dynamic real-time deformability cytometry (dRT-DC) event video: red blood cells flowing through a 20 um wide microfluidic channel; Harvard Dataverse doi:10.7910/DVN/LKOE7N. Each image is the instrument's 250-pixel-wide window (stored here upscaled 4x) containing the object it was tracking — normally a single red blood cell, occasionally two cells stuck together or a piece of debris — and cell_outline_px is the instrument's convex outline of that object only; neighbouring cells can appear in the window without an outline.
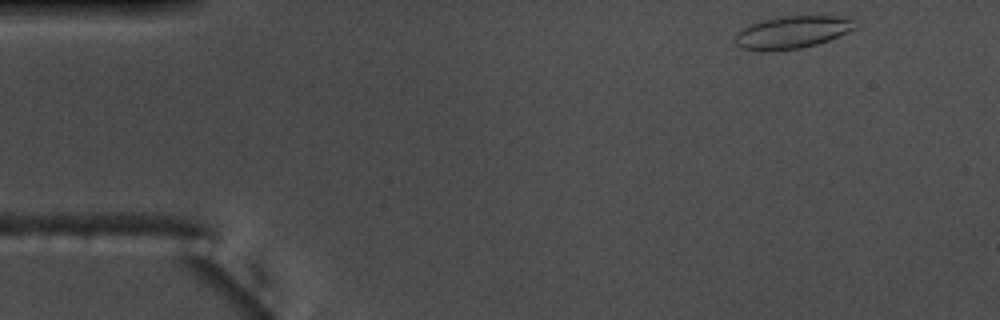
{"species": "common noctule bat (a hibernating species)", "species_latin": "Nyctalus noctula", "temperature_condition": "warm", "stored_images_in_passage": 49, "camera_frame_rate_fps": 3000, "um_per_image_px": 0.085, "animal": {"sex": "male", "body_mass_g": 17.5, "forearm_length_mm": 52.3}, "frame": {"image": 1, "passage_image": 1, "time_ms": 0.0, "image_size_px": [1000, 320], "cell_outline_px": [[860, 20], [856, 28], [828, 40], [816, 44], [800, 48], [760, 52], [740, 48], [736, 44], [736, 32], [752, 24], [764, 20], [784, 16], [852, 16]], "centroid_in_image_um": [67.41, 2.73], "position_along_channel_um": 17.6, "area_um2": 22.89}}
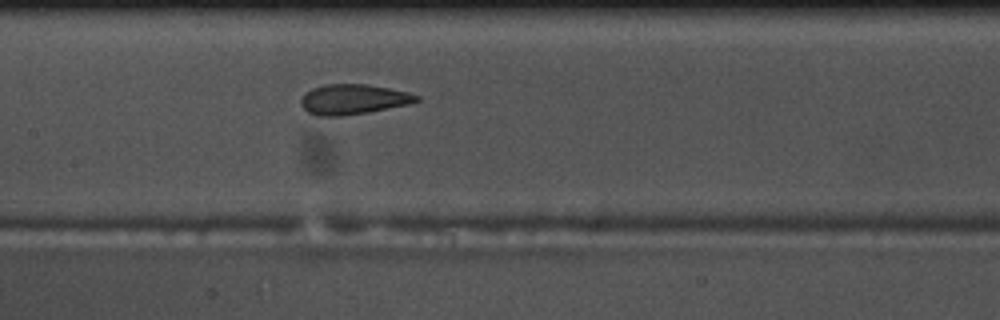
{"frame": {"image": 2, "passage_image": 21, "time_ms": 6.667, "image_size_px": [1000, 320], "cell_outline_px": [[420, 100], [408, 104], [368, 112], [340, 116], [320, 116], [308, 112], [300, 104], [300, 100], [312, 88], [324, 84], [368, 84], [408, 92], [420, 96]], "centroid_in_image_um": [30.03, 8.44], "position_along_channel_um": 177.4, "area_um2": 20.11}}
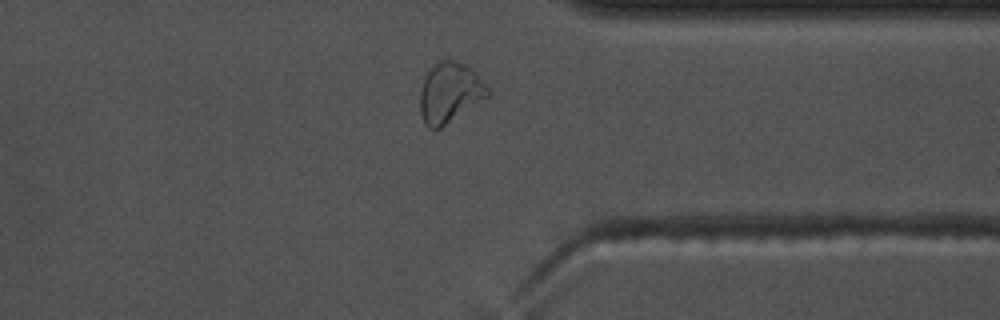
{"frame": {"image": 3, "passage_image": 37, "time_ms": 12.0, "image_size_px": [1000, 320], "cell_outline_px": [[488, 96], [440, 128], [428, 128], [424, 124], [420, 112], [420, 92], [424, 80], [428, 72], [440, 60], [452, 60], [464, 64], [472, 68], [476, 72], [488, 88]], "centroid_in_image_um": [38.22, 7.88], "position_along_channel_um": 373.2, "area_um2": 23.24}, "authors_computed_cell_mechanics": {"area_um2": 21.6172, "velocity_mm_per_s": 3.7496, "shape_relaxation_time_tau1_ms": null, "shape_relaxation_time_tau2_ms": 1.1729, "deformation_change_tau1": null, "deformation_change_tau2": 0.072}}